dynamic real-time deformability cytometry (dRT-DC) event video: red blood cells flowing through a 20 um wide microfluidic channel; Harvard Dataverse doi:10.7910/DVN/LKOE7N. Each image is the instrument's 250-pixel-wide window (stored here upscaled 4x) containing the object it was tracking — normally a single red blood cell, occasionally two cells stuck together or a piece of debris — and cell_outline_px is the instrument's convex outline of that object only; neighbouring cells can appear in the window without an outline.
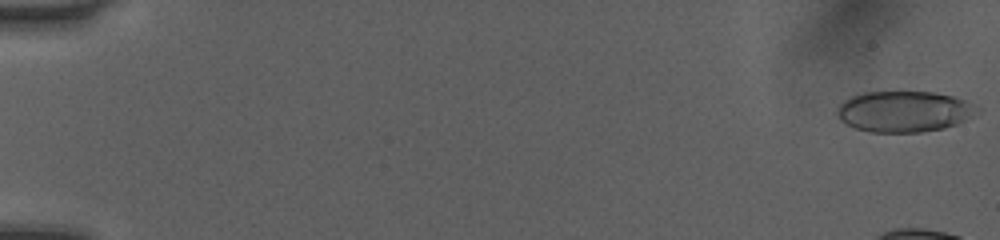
{"species": "human", "species_latin": "Homo sapiens", "temperature_condition": "room temperature", "stored_images_in_passage": 14, "camera_frame_rate_fps": 3000, "um_per_image_px": 0.085, "donor": {"sex": "female"}, "frame": {"image": 1, "passage_image": 1, "time_ms": 0.0, "image_size_px": [1000, 240], "cell_outline_px": [[980, 112], [956, 124], [944, 128], [924, 132], [868, 132], [856, 128], [840, 120], [836, 112], [836, 108], [844, 100], [852, 96], [864, 92], [932, 92], [952, 96], [976, 104], [980, 108]], "centroid_in_image_um": [76.86, 9.48], "position_along_channel_um": 8.1, "area_um2": 33.52}}